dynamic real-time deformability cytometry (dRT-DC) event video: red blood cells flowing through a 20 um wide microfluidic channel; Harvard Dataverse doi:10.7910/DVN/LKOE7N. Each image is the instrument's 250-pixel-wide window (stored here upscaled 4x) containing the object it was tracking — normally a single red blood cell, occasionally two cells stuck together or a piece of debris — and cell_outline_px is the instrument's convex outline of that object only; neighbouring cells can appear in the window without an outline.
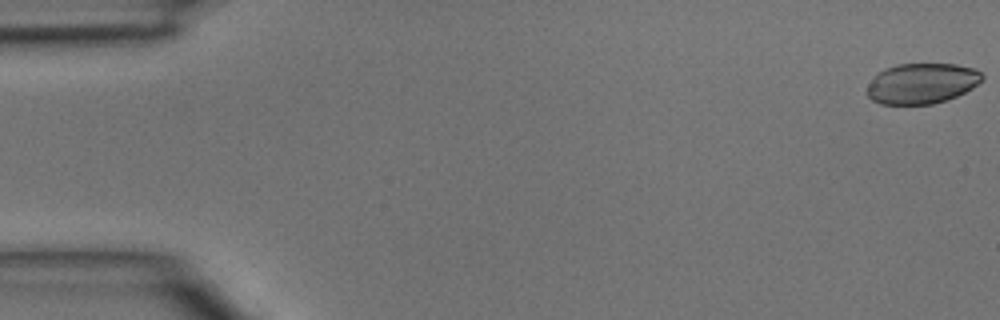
{"species": "common noctule bat (a hibernating species)", "species_latin": "Nyctalus noctula", "temperature_condition": "room temperature", "stored_images_in_passage": 4, "camera_frame_rate_fps": 3000, "um_per_image_px": 0.085, "animal": {"sex": "male", "body_mass_g": 15.6}, "frame": {"image": 1, "passage_image": 1, "time_ms": 0.0, "image_size_px": [1000, 320], "cell_outline_px": [[984, 80], [972, 88], [956, 96], [932, 104], [880, 104], [872, 100], [868, 96], [868, 84], [884, 68], [896, 64], [956, 64], [976, 68], [984, 76]], "centroid_in_image_um": [78.38, 7.08], "position_along_channel_um": 6.6, "area_um2": 27.11}}
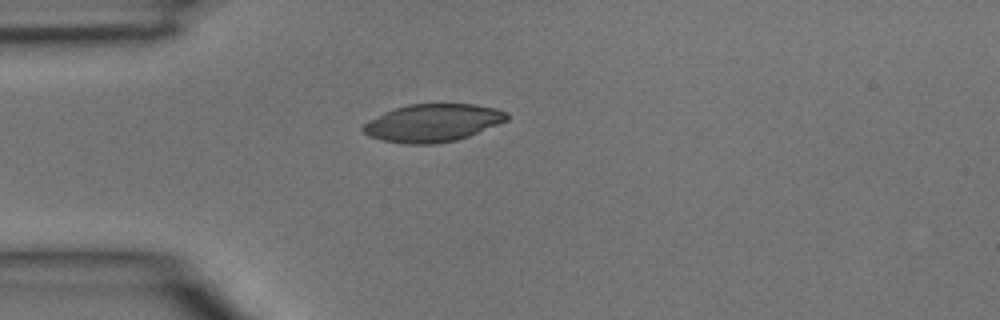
{"frame": {"image": 2, "passage_image": 4, "time_ms": 1.0, "image_size_px": [1000, 320], "cell_outline_px": [[508, 120], [468, 136], [456, 140], [432, 144], [404, 144], [380, 140], [368, 136], [360, 128], [364, 124], [384, 112], [408, 104], [476, 104], [496, 108], [508, 112]], "centroid_in_image_um": [36.78, 10.45], "position_along_channel_um": 48.2, "area_um2": 31.56}}